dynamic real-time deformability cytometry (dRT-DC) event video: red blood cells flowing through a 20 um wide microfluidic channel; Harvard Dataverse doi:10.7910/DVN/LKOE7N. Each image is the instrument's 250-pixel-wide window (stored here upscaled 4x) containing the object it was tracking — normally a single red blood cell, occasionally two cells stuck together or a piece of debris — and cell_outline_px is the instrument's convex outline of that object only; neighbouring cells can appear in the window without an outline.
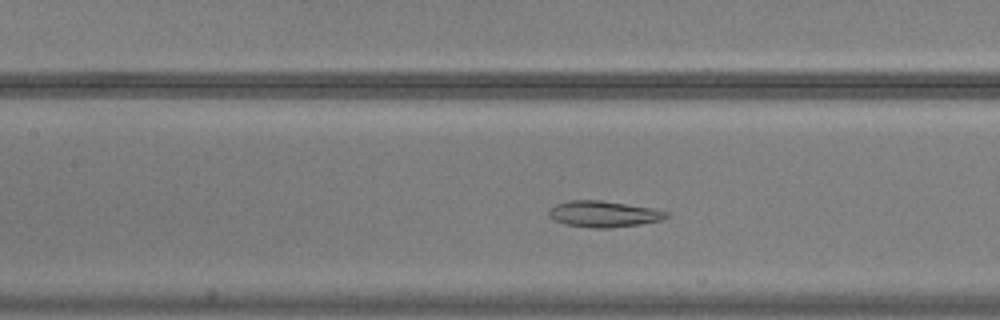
{"species": "common noctule bat (a hibernating species)", "species_latin": "Nyctalus noctula", "temperature_condition": "warm", "stored_images_in_passage": 42, "camera_frame_rate_fps": 3000, "um_per_image_px": 0.085, "animal": {"sex": "male", "body_mass_g": 20.5, "forearm_length_mm": 52.5}, "frame": {"image": 1, "passage_image": 13, "time_ms": 4.0, "image_size_px": [1000, 320], "cell_outline_px": [[668, 216], [660, 220], [640, 224], [612, 228], [592, 228], [564, 224], [552, 220], [548, 216], [548, 212], [556, 204], [568, 200], [600, 200], [656, 208], [668, 212]], "centroid_in_image_um": [51.29, 18.19], "position_along_channel_um": 156.1, "area_um2": 18.09}}
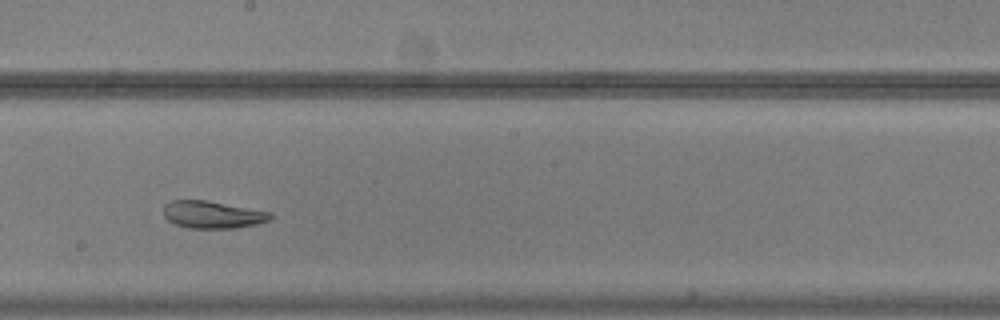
{"frame": {"image": 2, "passage_image": 19, "time_ms": 6.0, "image_size_px": [1000, 320], "cell_outline_px": [[272, 220], [256, 224], [236, 228], [188, 228], [176, 224], [168, 220], [164, 216], [164, 204], [172, 200], [208, 200], [272, 212]], "centroid_in_image_um": [18.09, 18.24], "position_along_channel_um": 230.1, "area_um2": 17.17}}
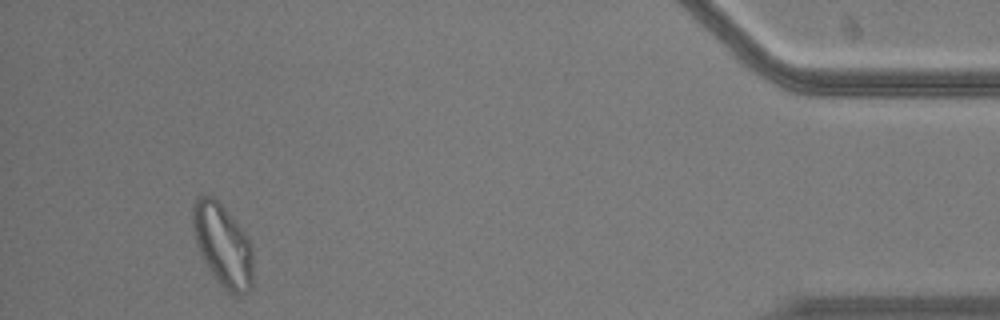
{"frame": {"image": 3, "passage_image": 39, "time_ms": 12.667, "image_size_px": [1000, 320], "cell_outline_px": [[252, 284], [248, 292], [240, 296], [224, 288], [220, 284], [204, 260], [196, 244], [192, 228], [192, 208], [196, 196], [212, 196], [224, 208], [244, 232], [248, 240], [252, 252]], "centroid_in_image_um": [18.91, 20.83], "position_along_channel_um": 416.3, "area_um2": 28.44}, "authors_computed_cell_mechanics": {"area_um2": 19.9699, "velocity_mm_per_s": 3.7112, "shape_relaxation_time_tau1_ms": 7.5009, "shape_relaxation_time_tau2_ms": 3.132, "deformation_change_tau1": 0.1585, "deformation_change_tau2": 0.0683}}